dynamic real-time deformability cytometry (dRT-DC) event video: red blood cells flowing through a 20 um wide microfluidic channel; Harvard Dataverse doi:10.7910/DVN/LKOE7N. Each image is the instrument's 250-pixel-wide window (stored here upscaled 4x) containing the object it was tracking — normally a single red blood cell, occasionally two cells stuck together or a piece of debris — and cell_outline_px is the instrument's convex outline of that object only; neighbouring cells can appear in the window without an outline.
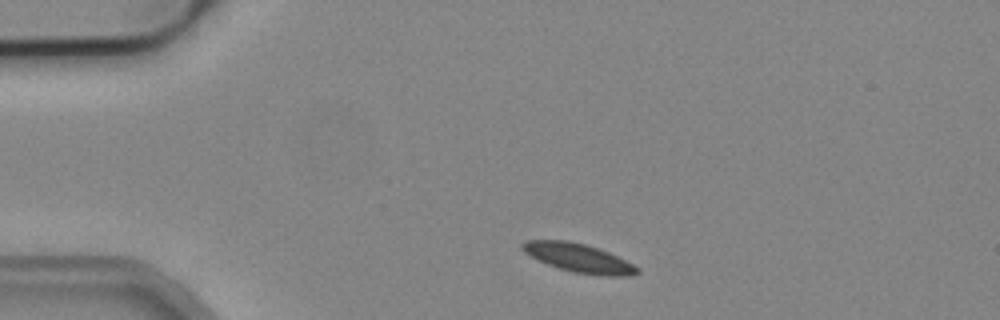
{"species": "common noctule bat (a hibernating species)", "species_latin": "Nyctalus noctula", "temperature_condition": "cold", "stored_images_in_passage": 2, "camera_frame_rate_fps": 3000, "um_per_image_px": 0.085, "animal": {"sex": "male", "body_mass_g": 19.2, "forearm_length_mm": 51.8}, "frame": {"image": 1, "passage_image": 1, "time_ms": 0.0, "image_size_px": [1000, 320], "cell_outline_px": [[640, 272], [632, 276], [600, 276], [572, 272], [548, 264], [524, 252], [520, 248], [520, 244], [524, 240], [568, 240], [584, 244], [608, 252], [640, 268]], "centroid_in_image_um": [49.18, 21.93], "position_along_channel_um": 35.8, "area_um2": 19.13}}